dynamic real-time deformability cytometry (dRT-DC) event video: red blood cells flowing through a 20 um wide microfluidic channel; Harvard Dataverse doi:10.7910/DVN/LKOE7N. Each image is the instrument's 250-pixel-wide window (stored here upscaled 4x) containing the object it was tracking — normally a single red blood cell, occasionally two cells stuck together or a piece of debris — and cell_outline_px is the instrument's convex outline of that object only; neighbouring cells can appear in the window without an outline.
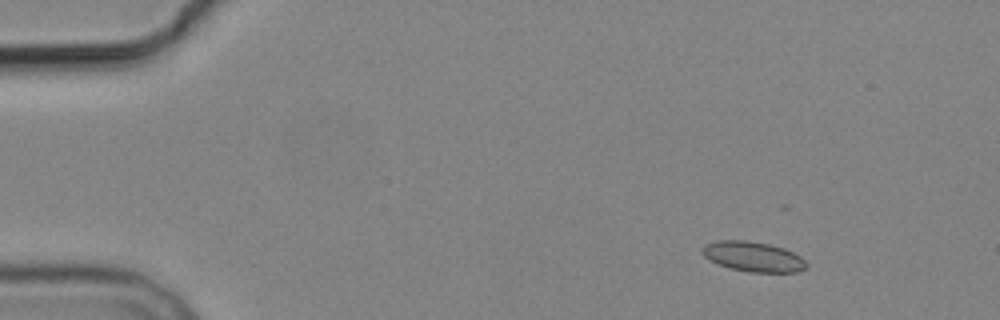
{"species": "common noctule bat (a hibernating species)", "species_latin": "Nyctalus noctula", "temperature_condition": "cold", "stored_images_in_passage": 5, "camera_frame_rate_fps": 3000, "um_per_image_px": 0.085, "animal": {"sex": "male", "body_mass_g": 19.2, "forearm_length_mm": 51.8}, "frame": {"image": 1, "passage_image": 2, "time_ms": 2.0, "image_size_px": [1000, 320], "cell_outline_px": [[808, 268], [796, 272], [748, 272], [728, 268], [716, 264], [708, 260], [700, 252], [700, 248], [704, 244], [716, 240], [748, 240], [768, 244], [784, 248], [800, 256], [808, 264]], "centroid_in_image_um": [63.96, 21.81], "position_along_channel_um": 21.0, "area_um2": 18.61}}
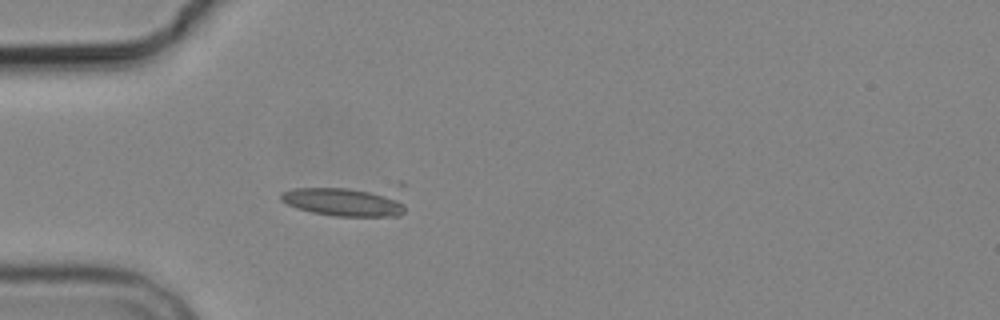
{"frame": {"image": 2, "passage_image": 5, "time_ms": 5.333, "image_size_px": [1000, 320], "cell_outline_px": [[408, 184], [404, 212], [400, 216], [336, 216], [312, 212], [296, 208], [280, 200], [280, 192], [292, 188], [396, 180], [400, 180]], "centroid_in_image_um": [29.81, 16.9], "position_along_channel_um": 55.2, "area_um2": 26.3}}